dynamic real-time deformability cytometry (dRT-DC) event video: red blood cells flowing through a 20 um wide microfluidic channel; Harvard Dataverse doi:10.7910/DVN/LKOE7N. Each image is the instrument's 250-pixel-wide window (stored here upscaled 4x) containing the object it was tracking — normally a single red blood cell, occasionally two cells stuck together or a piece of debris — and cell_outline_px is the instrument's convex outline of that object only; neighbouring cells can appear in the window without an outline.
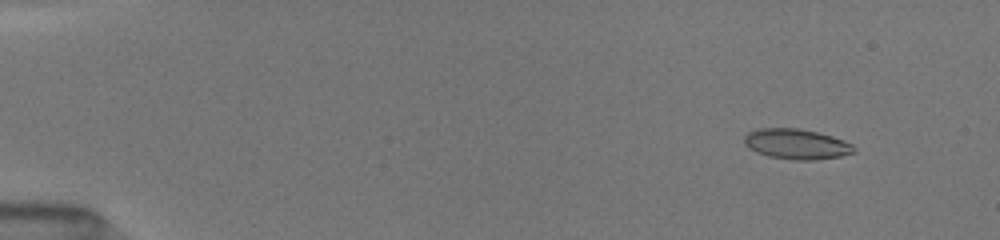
{"species": "common noctule bat (a hibernating species)", "species_latin": "Nyctalus noctula", "temperature_condition": "room temperature", "stored_images_in_passage": 10, "camera_frame_rate_fps": 3000, "um_per_image_px": 0.085, "animal": {"sex": "female", "body_mass_g": 19.5, "forearm_length_mm": 54.1}, "frame": {"image": 1, "passage_image": 3, "time_ms": 1.0, "image_size_px": [1000, 240], "cell_outline_px": [[856, 152], [840, 156], [812, 160], [796, 160], [768, 156], [756, 152], [744, 144], [744, 136], [748, 132], [760, 128], [800, 128], [832, 136], [844, 140], [852, 144]], "centroid_in_image_um": [67.69, 12.24], "position_along_channel_um": 17.3, "area_um2": 19.31}}
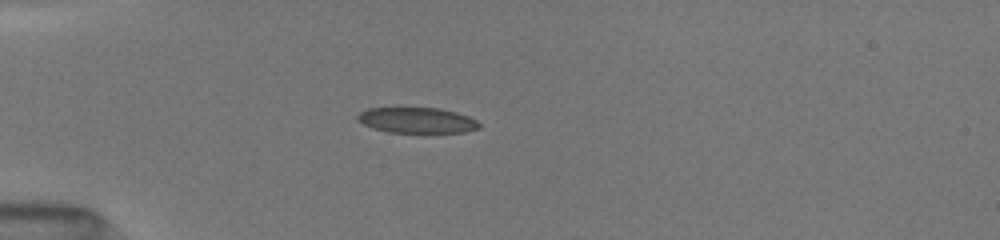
{"frame": {"image": 2, "passage_image": 8, "time_ms": 4.333, "image_size_px": [1000, 240], "cell_outline_px": [[480, 128], [464, 132], [424, 136], [388, 132], [372, 128], [356, 120], [356, 116], [360, 112], [368, 108], [440, 108], [456, 112], [468, 116], [476, 120], [480, 124]], "centroid_in_image_um": [35.47, 10.28], "position_along_channel_um": 49.5, "area_um2": 19.19}}
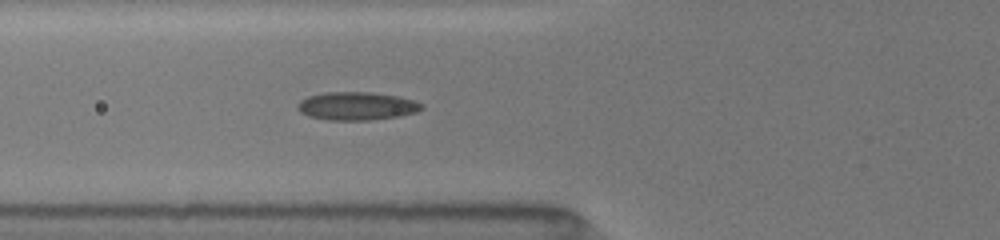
{"frame": {"image": 3, "passage_image": 10, "time_ms": 6.0, "image_size_px": [1000, 240], "cell_outline_px": [[424, 108], [416, 112], [400, 116], [368, 120], [328, 120], [308, 116], [300, 112], [296, 108], [296, 104], [300, 100], [308, 96], [324, 92], [372, 92], [396, 96], [412, 100], [424, 104]], "centroid_in_image_um": [30.29, 9.01], "position_along_channel_um": 95.5, "area_um2": 20.46}}